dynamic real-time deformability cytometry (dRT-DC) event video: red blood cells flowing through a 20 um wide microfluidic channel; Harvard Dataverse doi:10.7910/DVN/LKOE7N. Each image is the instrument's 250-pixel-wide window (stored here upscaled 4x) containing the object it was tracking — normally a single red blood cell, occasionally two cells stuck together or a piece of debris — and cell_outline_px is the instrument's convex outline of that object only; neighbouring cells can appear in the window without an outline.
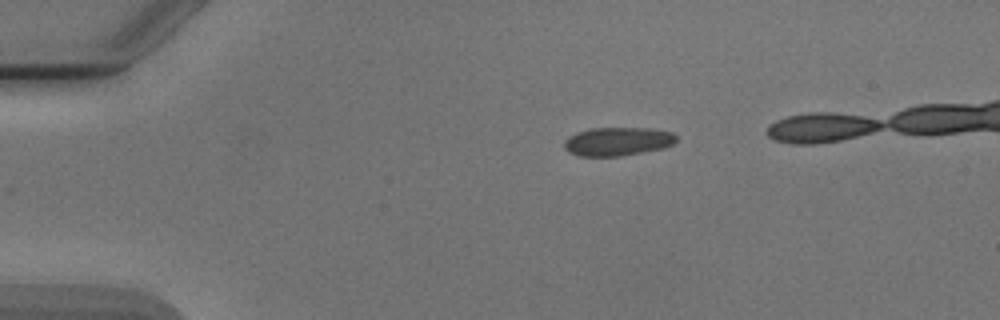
{"species": "Egyptian fruit bat (a non-hibernating species)", "species_latin": "Rousettus aegyptiacus", "temperature_condition": "cold", "stored_images_in_passage": 5, "camera_frame_rate_fps": 3000, "um_per_image_px": 0.085, "animal": {"sex": "male"}, "frame": {"image": 1, "passage_image": 1, "time_ms": 0.0, "image_size_px": [1000, 320], "cell_outline_px": [[676, 140], [672, 144], [664, 148], [620, 156], [580, 156], [568, 152], [564, 148], [564, 140], [568, 136], [576, 132], [592, 128], [648, 128], [672, 132], [676, 136]], "centroid_in_image_um": [52.46, 12.02], "position_along_channel_um": 32.5, "area_um2": 18.67}}
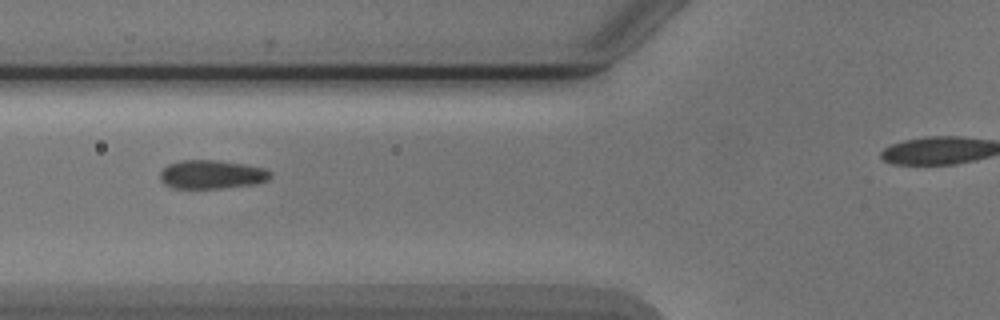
{"frame": {"image": 2, "passage_image": 4, "time_ms": 3.333, "image_size_px": [1000, 320], "cell_outline_px": [[272, 176], [268, 180], [256, 184], [220, 188], [176, 188], [164, 184], [160, 180], [160, 172], [168, 164], [180, 160], [220, 160], [244, 164], [264, 168], [272, 172]], "centroid_in_image_um": [18.01, 14.82], "position_along_channel_um": 107.8, "area_um2": 18.55}}
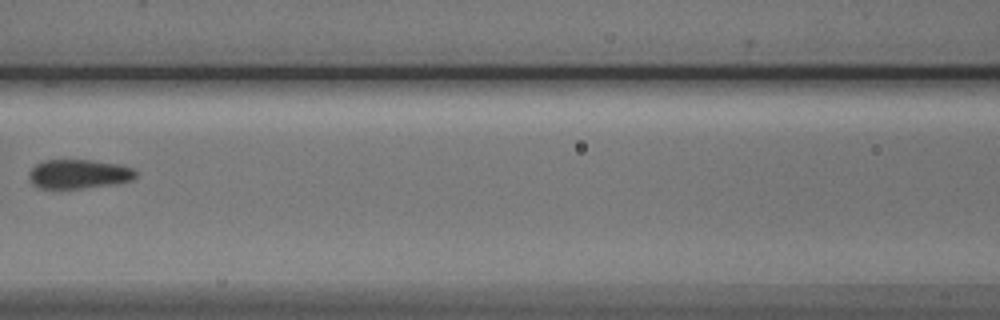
{"frame": {"image": 3, "passage_image": 5, "time_ms": 4.667, "image_size_px": [1000, 320], "cell_outline_px": [[136, 176], [132, 180], [116, 184], [80, 188], [36, 188], [32, 184], [28, 176], [28, 172], [36, 164], [44, 160], [92, 160], [116, 164], [132, 168], [136, 172]], "centroid_in_image_um": [6.66, 14.79], "position_along_channel_um": 159.9, "area_um2": 18.15}}